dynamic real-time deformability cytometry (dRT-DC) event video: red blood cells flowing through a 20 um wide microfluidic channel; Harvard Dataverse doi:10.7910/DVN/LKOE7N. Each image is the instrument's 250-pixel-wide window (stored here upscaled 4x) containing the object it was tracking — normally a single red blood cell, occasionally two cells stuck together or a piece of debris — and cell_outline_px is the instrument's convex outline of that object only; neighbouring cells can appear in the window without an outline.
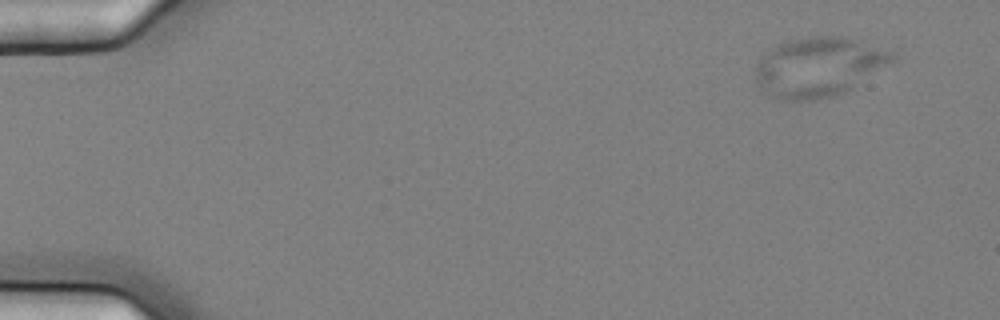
{"species": "common noctule bat (a hibernating species)", "species_latin": "Nyctalus noctula", "temperature_condition": "cold", "stored_images_in_passage": 3, "camera_frame_rate_fps": 3000, "um_per_image_px": 0.085, "animal": {"sex": "female", "body_mass_g": 25.1}, "frame": {"image": 1, "passage_image": 1, "time_ms": 0.0, "image_size_px": [1000, 320], "cell_outline_px": [[896, 56], [892, 60], [852, 88], [836, 96], [816, 100], [780, 100], [772, 96], [760, 88], [756, 80], [756, 64], [776, 44], [788, 40], [812, 36], [840, 36], [860, 40], [896, 52]], "centroid_in_image_um": [69.58, 5.68], "position_along_channel_um": 15.4, "area_um2": 47.16}}